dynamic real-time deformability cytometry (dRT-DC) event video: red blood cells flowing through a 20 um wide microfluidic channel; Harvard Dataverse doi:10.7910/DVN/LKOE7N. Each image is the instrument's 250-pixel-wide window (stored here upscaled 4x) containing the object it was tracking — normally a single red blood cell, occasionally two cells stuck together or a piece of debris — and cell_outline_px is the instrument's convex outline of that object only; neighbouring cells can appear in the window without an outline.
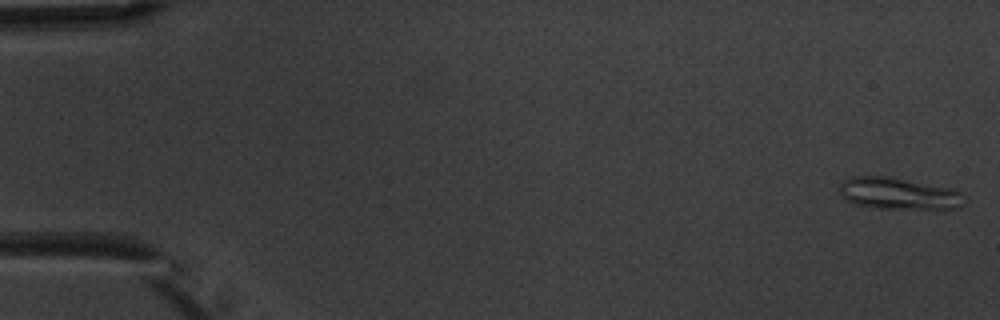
{"species": "common noctule bat (a hibernating species)", "species_latin": "Nyctalus noctula", "temperature_condition": "warm", "stored_images_in_passage": 7, "camera_frame_rate_fps": 3000, "um_per_image_px": 0.085, "animal": {"sex": "male", "body_mass_g": 20.1, "forearm_length_mm": 53.5}, "frame": {"image": 1, "passage_image": 1, "time_ms": 0.0, "image_size_px": [1000, 320], "cell_outline_px": [[968, 200], [960, 208], [880, 208], [856, 204], [848, 200], [840, 192], [840, 184], [844, 180], [852, 176], [888, 176], [956, 188], [964, 192]], "centroid_in_image_um": [76.51, 16.43], "position_along_channel_um": 8.5, "area_um2": 23.35}}
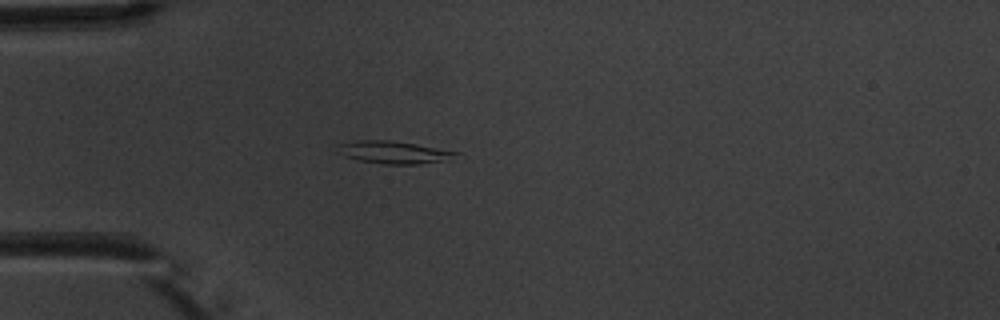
{"frame": {"image": 2, "passage_image": 5, "time_ms": 4.667, "image_size_px": [1000, 320], "cell_outline_px": [[460, 152], [440, 160], [420, 164], [384, 164], [356, 160], [344, 156], [336, 152], [336, 144], [356, 140], [388, 140], [416, 144]], "centroid_in_image_um": [33.28, 12.93], "position_along_channel_um": 51.7, "area_um2": 15.32}}